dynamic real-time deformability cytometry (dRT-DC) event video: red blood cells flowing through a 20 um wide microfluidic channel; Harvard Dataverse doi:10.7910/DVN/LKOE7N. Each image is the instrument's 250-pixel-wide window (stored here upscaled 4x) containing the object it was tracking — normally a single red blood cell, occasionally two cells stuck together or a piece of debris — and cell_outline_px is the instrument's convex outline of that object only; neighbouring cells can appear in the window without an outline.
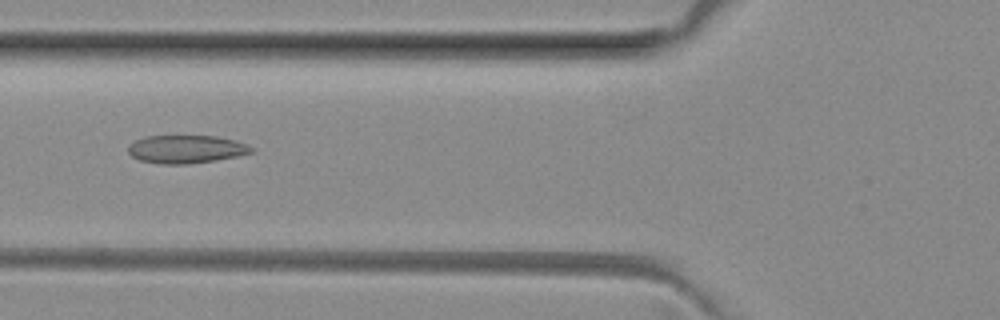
{"species": "common noctule bat (a hibernating species)", "species_latin": "Nyctalus noctula", "temperature_condition": "room temperature", "stored_images_in_passage": 36, "camera_frame_rate_fps": 3000, "um_per_image_px": 0.085, "animal": {"sex": "female", "body_mass_g": 29.2, "forearm_length_mm": 56.3}, "frame": {"image": 1, "passage_image": 4, "time_ms": 1.0, "image_size_px": [1000, 320], "cell_outline_px": [[256, 148], [252, 152], [236, 156], [216, 160], [188, 164], [160, 164], [140, 160], [132, 156], [128, 152], [128, 148], [136, 140], [148, 136], [216, 136], [236, 140], [248, 144]], "centroid_in_image_um": [15.87, 12.68], "position_along_channel_um": 109.9, "area_um2": 20.11}}
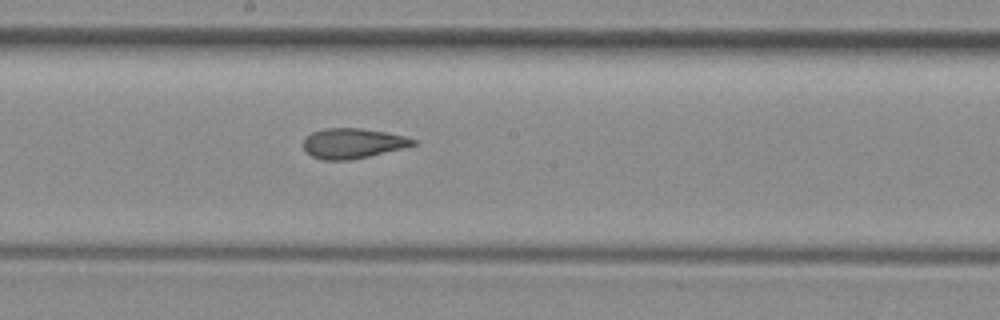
{"frame": {"image": 2, "passage_image": 12, "time_ms": 3.667, "image_size_px": [1000, 320], "cell_outline_px": [[416, 144], [404, 148], [368, 156], [348, 160], [320, 160], [312, 156], [304, 148], [304, 140], [312, 132], [324, 128], [360, 128], [384, 132], [404, 136], [416, 140]], "centroid_in_image_um": [29.97, 12.18], "position_along_channel_um": 218.2, "area_um2": 19.02}}
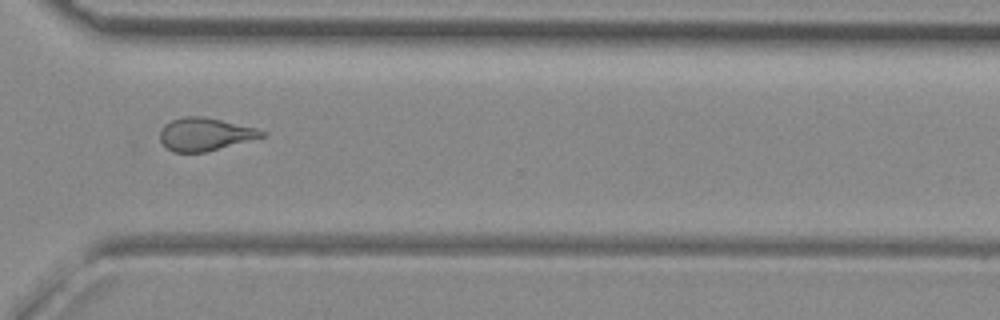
{"frame": {"image": 3, "passage_image": 22, "time_ms": 7.0, "image_size_px": [1000, 320], "cell_outline_px": [[268, 136], [204, 152], [172, 152], [160, 140], [160, 128], [164, 124], [172, 120], [184, 116], [204, 116], [256, 128], [268, 132]], "centroid_in_image_um": [17.45, 11.4], "position_along_channel_um": 353.2, "area_um2": 19.59}, "authors_computed_cell_mechanics": {"area_um2": 19.8832, "velocity_mm_per_s": 4.0466, "shape_relaxation_time_tau1_ms": null, "shape_relaxation_time_tau2_ms": 2.3444, "deformation_change_tau1": null, "deformation_change_tau2": 0.0973}}